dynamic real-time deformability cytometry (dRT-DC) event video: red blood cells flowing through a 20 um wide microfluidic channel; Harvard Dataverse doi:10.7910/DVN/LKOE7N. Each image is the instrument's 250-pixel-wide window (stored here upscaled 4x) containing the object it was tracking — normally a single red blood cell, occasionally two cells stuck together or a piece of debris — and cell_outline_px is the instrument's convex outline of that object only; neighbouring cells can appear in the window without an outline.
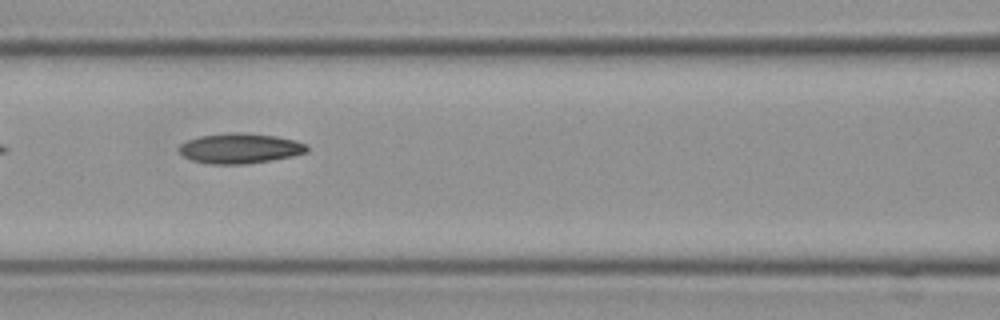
{"species": "Egyptian fruit bat (a non-hibernating species)", "species_latin": "Rousettus aegyptiacus", "temperature_condition": "cold", "stored_images_in_passage": 10, "segment_of_instrument_passage": [1, 2], "camera_frame_rate_fps": 3000, "um_per_image_px": 0.085, "frame": {"image": 1, "passage_image": 6, "time_ms": 1.667, "image_size_px": [1000, 320], "cell_outline_px": [[308, 152], [292, 156], [272, 160], [244, 164], [212, 164], [192, 160], [184, 156], [180, 152], [180, 144], [188, 140], [200, 136], [228, 132], [236, 132], [276, 136], [296, 140], [308, 144]], "centroid_in_image_um": [20.44, 12.6], "position_along_channel_um": 146.2, "area_um2": 22.43}}
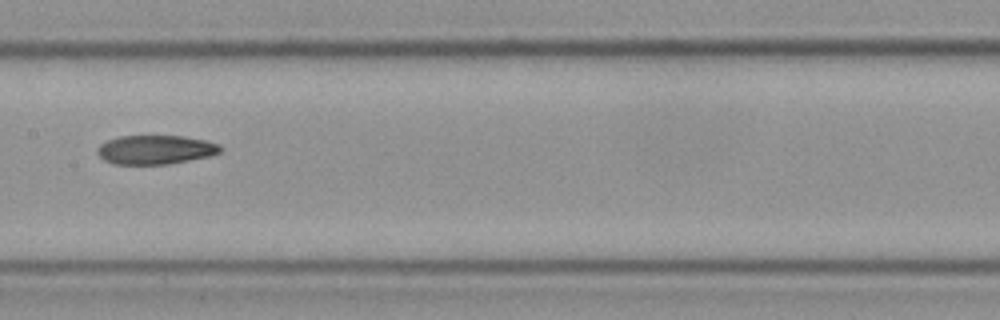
{"frame": {"image": 2, "passage_image": 7, "time_ms": 2.0, "image_size_px": [1000, 320], "cell_outline_px": [[224, 148], [220, 152], [208, 156], [168, 164], [112, 164], [104, 160], [96, 152], [96, 148], [100, 144], [108, 140], [120, 136], [184, 136], [204, 140], [220, 144]], "centroid_in_image_um": [13.2, 12.72], "position_along_channel_um": 194.2, "area_um2": 20.81}}
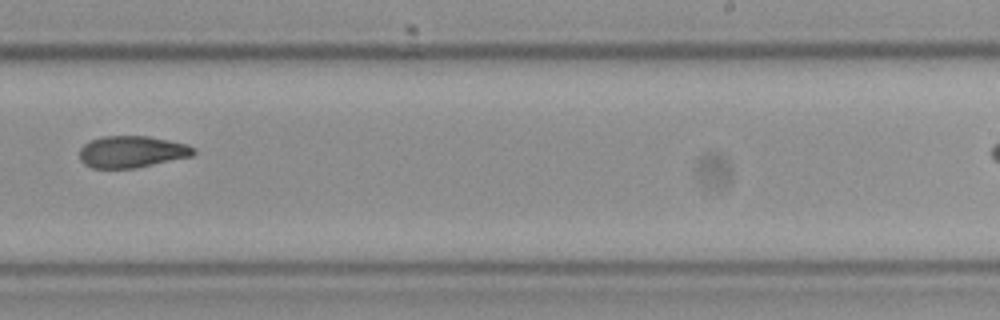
{"frame": {"image": 3, "passage_image": 9, "time_ms": 2.667, "image_size_px": [1000, 320], "cell_outline_px": [[196, 152], [192, 156], [136, 168], [92, 168], [84, 164], [80, 160], [80, 148], [84, 144], [100, 136], [148, 136], [188, 144], [196, 148]], "centroid_in_image_um": [11.22, 12.9], "position_along_channel_um": 277.8, "area_um2": 21.21}}